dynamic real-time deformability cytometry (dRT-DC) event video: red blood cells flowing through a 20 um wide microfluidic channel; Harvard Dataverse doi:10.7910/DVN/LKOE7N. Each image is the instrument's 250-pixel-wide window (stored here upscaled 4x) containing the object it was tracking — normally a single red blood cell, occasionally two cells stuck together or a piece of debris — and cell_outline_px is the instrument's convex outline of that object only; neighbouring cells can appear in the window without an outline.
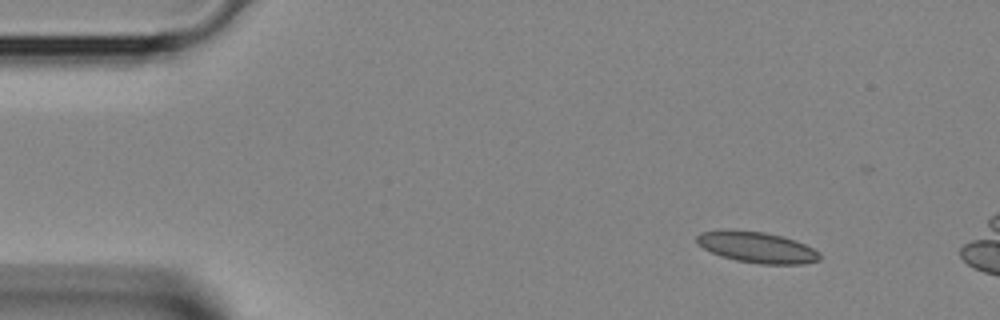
{"species": "Egyptian fruit bat (a non-hibernating species)", "species_latin": "Rousettus aegyptiacus", "temperature_condition": "room temperature", "stored_images_in_passage": 3, "camera_frame_rate_fps": 3000, "um_per_image_px": 0.085, "animal": {"sex": "female"}, "frame": {"image": 1, "passage_image": 1, "time_ms": 0.0, "image_size_px": [1000, 320], "cell_outline_px": [[820, 260], [804, 264], [760, 264], [736, 260], [720, 256], [704, 248], [696, 240], [696, 236], [700, 232], [720, 228], [724, 228], [764, 232], [784, 236], [804, 244], [820, 252]], "centroid_in_image_um": [64.32, 21.0], "position_along_channel_um": 20.7, "area_um2": 22.48}}